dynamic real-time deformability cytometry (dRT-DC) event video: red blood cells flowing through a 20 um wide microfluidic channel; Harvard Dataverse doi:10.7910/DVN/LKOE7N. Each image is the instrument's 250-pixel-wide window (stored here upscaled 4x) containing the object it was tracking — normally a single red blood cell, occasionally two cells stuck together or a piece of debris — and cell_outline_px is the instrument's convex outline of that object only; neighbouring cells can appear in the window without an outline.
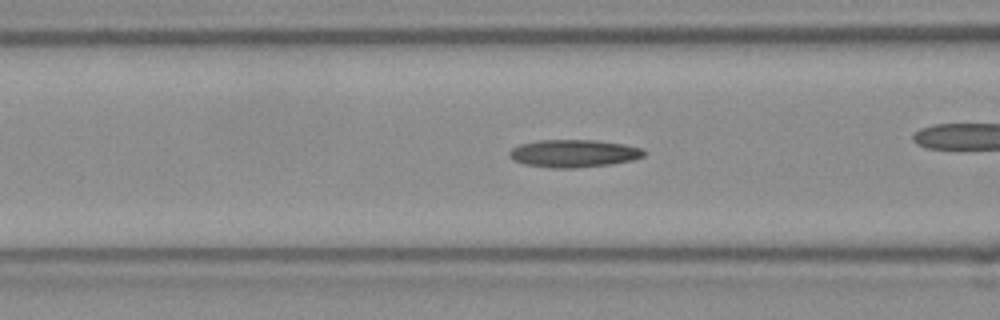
{"species": "Egyptian fruit bat (a non-hibernating species)", "species_latin": "Rousettus aegyptiacus", "temperature_condition": "room temperature", "stored_images_in_passage": 39, "camera_frame_rate_fps": 3000, "um_per_image_px": 0.085, "frame": {"image": 1, "passage_image": 6, "time_ms": 1.667, "image_size_px": [1000, 320], "cell_outline_px": [[644, 156], [632, 160], [608, 164], [572, 168], [552, 168], [524, 164], [512, 160], [508, 156], [508, 152], [512, 148], [520, 144], [540, 140], [592, 140], [624, 144], [644, 148]], "centroid_in_image_um": [48.73, 13.04], "position_along_channel_um": 117.9, "area_um2": 21.62}, "authors_computed_cell_mechanics": {"area_um2": 20.4034, "velocity_mm_per_s": 3.9542, "shape_relaxation_time_tau1_ms": null, "shape_relaxation_time_tau2_ms": 4.6507, "deformation_change_tau1": null, "deformation_change_tau2": 0.1525}}